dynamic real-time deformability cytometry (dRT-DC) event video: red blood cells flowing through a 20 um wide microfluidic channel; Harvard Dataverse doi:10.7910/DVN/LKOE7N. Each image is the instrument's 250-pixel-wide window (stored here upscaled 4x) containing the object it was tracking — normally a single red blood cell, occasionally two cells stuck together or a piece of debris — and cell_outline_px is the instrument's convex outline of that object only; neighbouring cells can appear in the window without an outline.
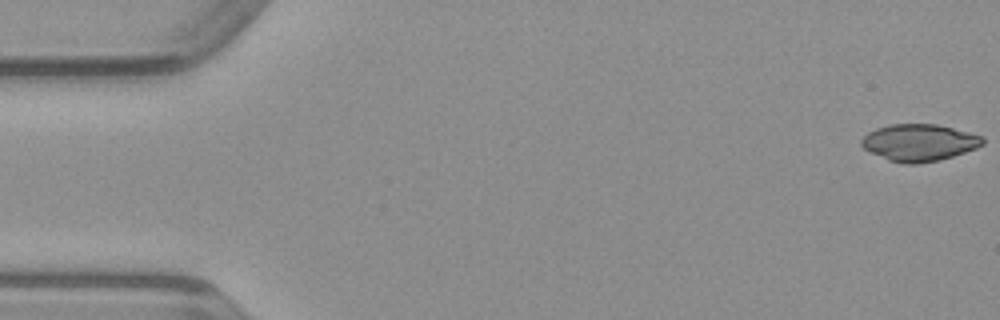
{"species": "common noctule bat (a hibernating species)", "species_latin": "Nyctalus noctula", "temperature_condition": "warm", "stored_images_in_passage": 49, "camera_frame_rate_fps": 3000, "um_per_image_px": 0.085, "animal": {"sex": "male", "body_mass_g": 23.1, "forearm_length_mm": 52.7}, "frame": {"image": 1, "passage_image": 1, "time_ms": 0.0, "image_size_px": [1000, 320], "cell_outline_px": [[984, 144], [976, 148], [952, 156], [936, 160], [916, 164], [908, 164], [888, 160], [864, 148], [860, 144], [860, 140], [868, 132], [876, 128], [892, 124], [936, 124], [984, 136]], "centroid_in_image_um": [78.13, 12.11], "position_along_channel_um": 6.9, "area_um2": 25.84}}
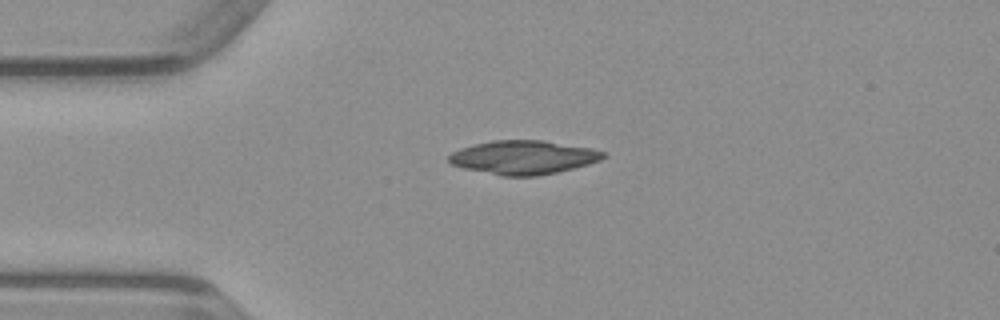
{"frame": {"image": 2, "passage_image": 12, "time_ms": 3.667, "image_size_px": [1000, 320], "cell_outline_px": [[608, 156], [600, 160], [588, 164], [556, 172], [536, 176], [500, 176], [464, 168], [452, 164], [448, 160], [448, 156], [452, 152], [460, 148], [492, 140], [544, 140], [592, 148], [604, 152]], "centroid_in_image_um": [44.49, 13.37], "position_along_channel_um": 40.5, "area_um2": 30.35}}